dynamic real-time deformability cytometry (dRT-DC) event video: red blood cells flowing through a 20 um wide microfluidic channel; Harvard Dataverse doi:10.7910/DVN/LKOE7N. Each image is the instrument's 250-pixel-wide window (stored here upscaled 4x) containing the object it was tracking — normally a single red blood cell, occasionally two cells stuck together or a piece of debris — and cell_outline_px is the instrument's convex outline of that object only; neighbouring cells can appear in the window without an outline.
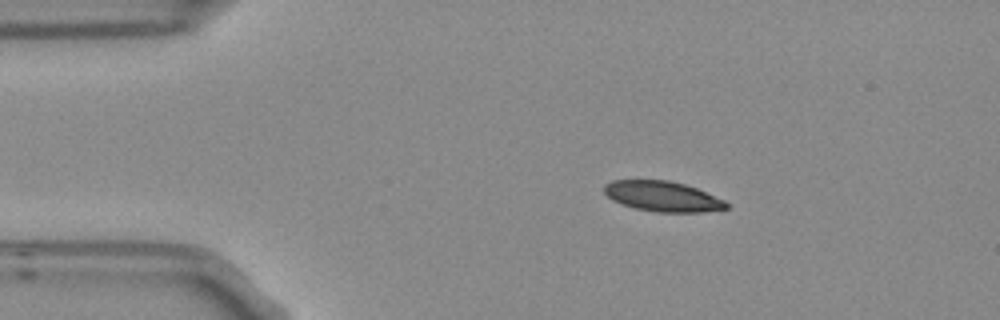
{"species": "Egyptian fruit bat (a non-hibernating species)", "species_latin": "Rousettus aegyptiacus", "temperature_condition": "room temperature", "stored_images_in_passage": 4, "camera_frame_rate_fps": 3000, "um_per_image_px": 0.085, "frame": {"image": 1, "passage_image": 3, "time_ms": 0.667, "image_size_px": [1000, 320], "cell_outline_px": [[728, 208], [704, 212], [656, 212], [636, 208], [612, 200], [604, 192], [604, 184], [612, 180], [668, 180], [684, 184], [696, 188], [724, 200], [728, 204]], "centroid_in_image_um": [56.31, 16.69], "position_along_channel_um": 28.7, "area_um2": 21.39}}